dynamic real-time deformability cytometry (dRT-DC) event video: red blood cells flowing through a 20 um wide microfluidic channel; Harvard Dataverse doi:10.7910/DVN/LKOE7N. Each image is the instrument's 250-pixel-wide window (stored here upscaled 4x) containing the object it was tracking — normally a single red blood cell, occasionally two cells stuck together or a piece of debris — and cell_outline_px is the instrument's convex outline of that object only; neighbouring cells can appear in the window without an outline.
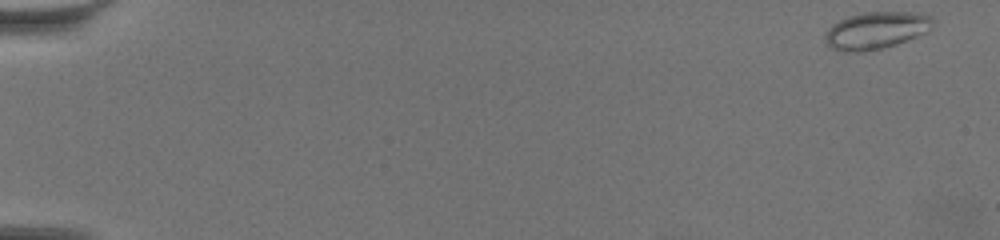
{"species": "common noctule bat (a hibernating species)", "species_latin": "Nyctalus noctula", "temperature_condition": "warm", "stored_images_in_passage": 61, "camera_frame_rate_fps": 3000, "um_per_image_px": 0.085, "animal": {"sex": "female", "body_mass_g": 19.5, "forearm_length_mm": 54.1}, "frame": {"image": 1, "passage_image": 1, "time_ms": 0.0, "image_size_px": [1000, 240], "cell_outline_px": [[932, 24], [928, 32], [896, 44], [864, 52], [840, 52], [832, 48], [824, 40], [824, 32], [832, 24], [848, 16], [864, 12], [912, 12], [932, 16]], "centroid_in_image_um": [74.42, 2.59], "position_along_channel_um": 10.6, "area_um2": 23.41}}
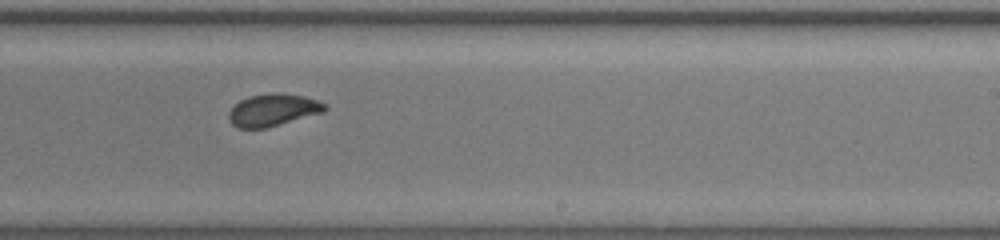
{"frame": {"image": 2, "passage_image": 39, "time_ms": 12.667, "image_size_px": [1000, 240], "cell_outline_px": [[328, 108], [324, 112], [264, 128], [236, 128], [232, 124], [228, 116], [228, 112], [240, 100], [248, 96], [272, 92], [276, 92], [304, 96], [328, 104]], "centroid_in_image_um": [23.21, 9.33], "position_along_channel_um": 265.8, "area_um2": 18.03}}
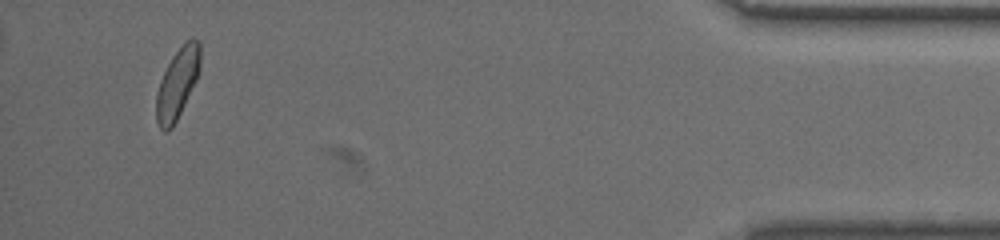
{"frame": {"image": 3, "passage_image": 58, "time_ms": 19.0, "image_size_px": [1000, 240], "cell_outline_px": [[200, 68], [196, 80], [172, 128], [168, 132], [164, 132], [160, 128], [156, 120], [156, 96], [160, 80], [172, 56], [192, 36], [200, 40]], "centroid_in_image_um": [15.08, 7.09], "position_along_channel_um": 420.1, "area_um2": 17.8}, "authors_computed_cell_mechanics": {"area_um2": 18.1492, "velocity_mm_per_s": 3.4482, "shape_relaxation_time_tau1_ms": 8.5142, "shape_relaxation_time_tau2_ms": 0.8258, "deformation_change_tau1": 0.1517, "deformation_change_tau2": 0.0558}}